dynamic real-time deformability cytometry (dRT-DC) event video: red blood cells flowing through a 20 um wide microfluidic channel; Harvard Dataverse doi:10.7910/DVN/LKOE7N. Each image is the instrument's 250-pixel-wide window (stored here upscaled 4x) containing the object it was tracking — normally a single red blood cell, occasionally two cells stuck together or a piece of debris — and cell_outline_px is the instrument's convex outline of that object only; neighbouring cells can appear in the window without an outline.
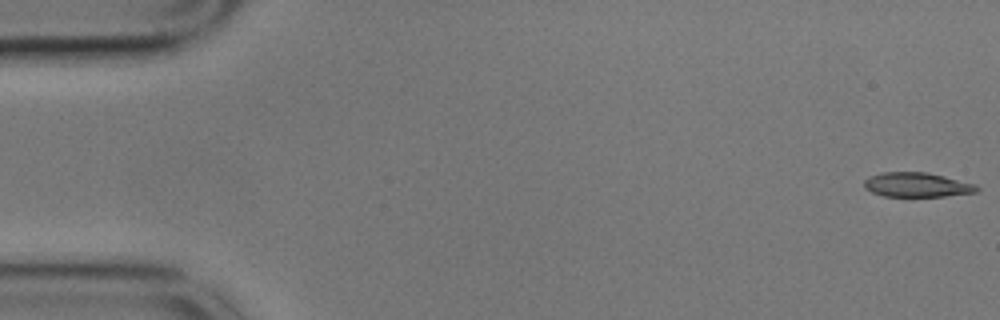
{"species": "common noctule bat (a hibernating species)", "species_latin": "Nyctalus noctula", "temperature_condition": "cold", "stored_images_in_passage": 21, "camera_frame_rate_fps": 3000, "um_per_image_px": 0.085, "animal": {"sex": "male", "body_mass_g": 17.9}, "frame": {"image": 1, "passage_image": 1, "time_ms": 0.0, "image_size_px": [1000, 320], "cell_outline_px": [[980, 188], [976, 192], [944, 196], [884, 196], [872, 192], [864, 188], [864, 180], [868, 176], [880, 172], [928, 172], [976, 184]], "centroid_in_image_um": [77.92, 15.7], "position_along_channel_um": 7.1, "area_um2": 16.13}}
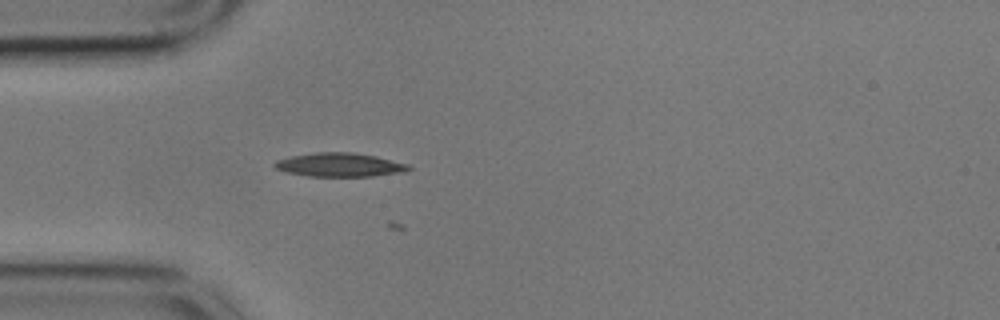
{"frame": {"image": 2, "passage_image": 16, "time_ms": 5.0, "image_size_px": [1000, 320], "cell_outline_px": [[412, 168], [404, 172], [372, 176], [308, 176], [288, 172], [276, 168], [272, 164], [276, 160], [292, 156], [316, 152], [352, 152], [376, 156], [408, 164]], "centroid_in_image_um": [28.88, 14.0], "position_along_channel_um": 56.1, "area_um2": 18.44}}